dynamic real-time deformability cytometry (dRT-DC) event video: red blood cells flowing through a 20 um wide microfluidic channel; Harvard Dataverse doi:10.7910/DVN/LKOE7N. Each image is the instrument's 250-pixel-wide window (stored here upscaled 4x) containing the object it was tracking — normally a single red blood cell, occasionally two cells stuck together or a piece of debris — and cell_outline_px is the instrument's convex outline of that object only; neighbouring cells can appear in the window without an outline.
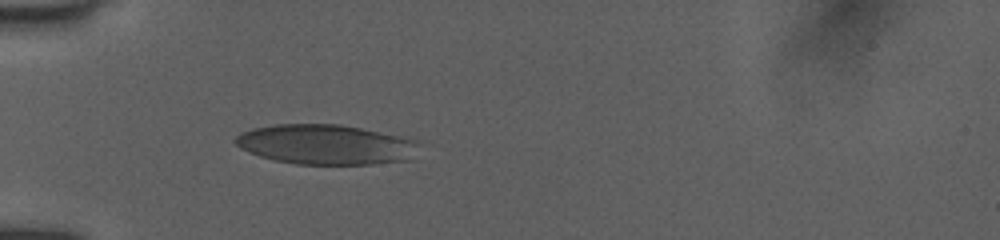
{"species": "human", "species_latin": "Homo sapiens", "temperature_condition": "room temperature", "stored_images_in_passage": 44, "camera_frame_rate_fps": 3000, "um_per_image_px": 0.085, "donor": {"sex": "female"}, "frame": {"image": 1, "passage_image": 1, "time_ms": 0.0, "image_size_px": [1000, 240], "cell_outline_px": [[412, 144], [408, 160], [368, 164], [296, 164], [276, 160], [260, 156], [248, 152], [240, 148], [232, 140], [240, 132], [252, 128], [276, 124], [340, 124], [360, 128], [396, 136], [412, 140]], "centroid_in_image_um": [27.48, 12.27], "position_along_channel_um": 57.5, "area_um2": 41.73}}
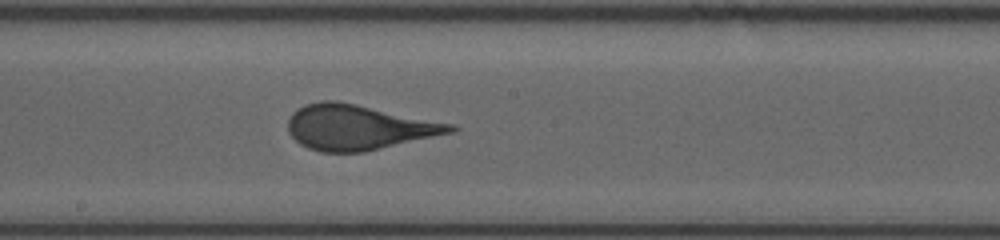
{"frame": {"image": 2, "passage_image": 21, "time_ms": 4.333, "image_size_px": [1000, 240], "cell_outline_px": [[460, 128], [456, 132], [364, 152], [320, 152], [308, 148], [300, 144], [288, 132], [288, 116], [296, 108], [304, 104], [320, 100], [336, 100], [356, 104], [452, 124]], "centroid_in_image_um": [30.44, 10.82], "position_along_channel_um": 217.8, "area_um2": 42.83}}
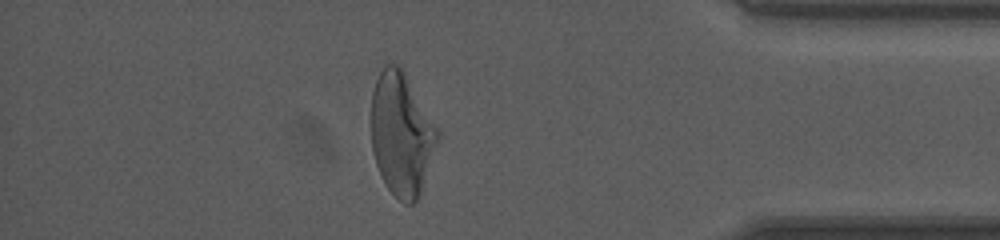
{"frame": {"image": 3, "passage_image": 36, "time_ms": 9.667, "image_size_px": [1000, 240], "cell_outline_px": [[440, 136], [420, 192], [416, 200], [412, 204], [404, 204], [388, 188], [376, 164], [372, 148], [372, 92], [376, 80], [384, 64], [400, 64], [440, 128]], "centroid_in_image_um": [34.16, 11.34], "position_along_channel_um": 401.0, "area_um2": 47.63}, "authors_computed_cell_mechanics": {"area_um2": 42.4252, "velocity_mm_per_s": 3.9619, "shape_relaxation_time_tau1_ms": 5.4159, "shape_relaxation_time_tau2_ms": null, "deformation_change_tau1": 0.1725, "deformation_change_tau2": null}}